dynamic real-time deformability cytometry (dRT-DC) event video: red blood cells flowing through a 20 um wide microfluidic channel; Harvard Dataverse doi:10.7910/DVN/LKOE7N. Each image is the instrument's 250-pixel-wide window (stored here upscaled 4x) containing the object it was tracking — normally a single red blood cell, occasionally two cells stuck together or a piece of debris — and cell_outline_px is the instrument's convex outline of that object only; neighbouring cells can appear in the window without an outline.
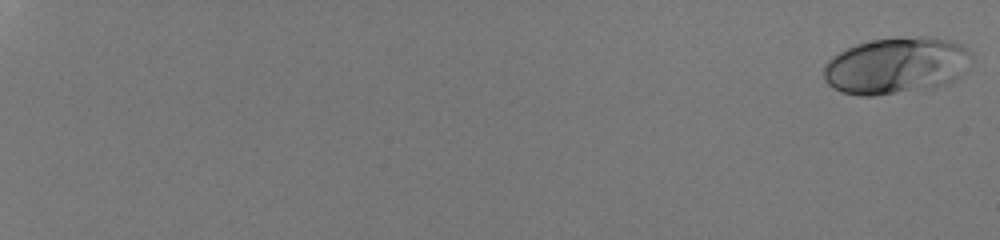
{"species": "human", "species_latin": "Homo sapiens", "temperature_condition": "room temperature", "stored_images_in_passage": 55, "camera_frame_rate_fps": 3000, "um_per_image_px": 0.085, "donor": {"sex": "male"}, "frame": {"image": 1, "passage_image": 1, "time_ms": 0.0, "image_size_px": [1000, 240], "cell_outline_px": [[972, 60], [964, 72], [960, 76], [944, 84], [872, 96], [860, 96], [844, 92], [828, 84], [824, 80], [824, 64], [832, 56], [856, 44], [872, 40], [904, 36], [928, 36], [948, 40], [960, 44], [968, 48], [972, 56]], "centroid_in_image_um": [76.18, 5.54], "position_along_channel_um": 8.8, "area_um2": 48.44}}
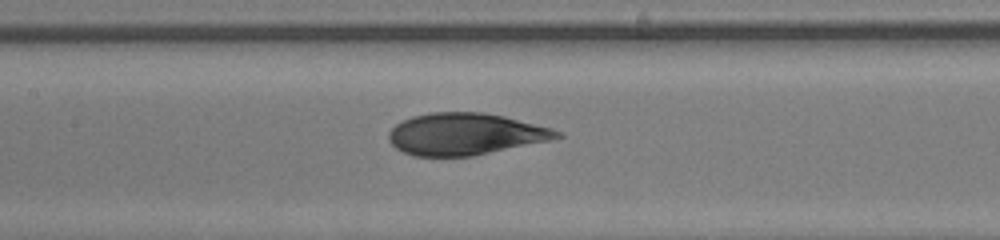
{"frame": {"image": 2, "passage_image": 32, "time_ms": 10.333, "image_size_px": [1000, 240], "cell_outline_px": [[564, 136], [552, 140], [472, 156], [412, 156], [396, 148], [388, 140], [388, 132], [396, 124], [412, 116], [432, 112], [484, 112], [504, 116], [552, 128], [560, 132]], "centroid_in_image_um": [39.54, 11.39], "position_along_channel_um": 167.9, "area_um2": 41.04}}
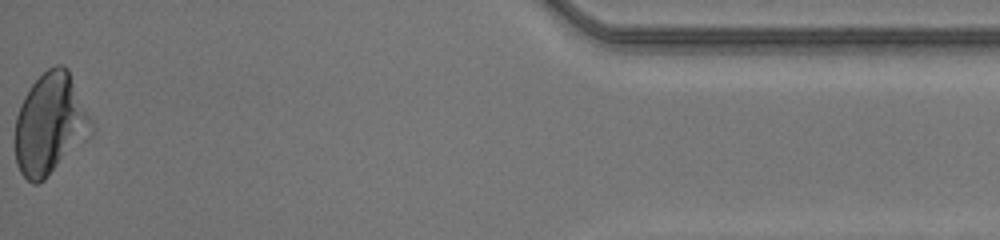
{"frame": {"image": 3, "passage_image": 55, "time_ms": 18.0, "image_size_px": [1000, 240], "cell_outline_px": [[96, 128], [92, 136], [44, 180], [36, 184], [32, 184], [20, 172], [16, 164], [16, 116], [20, 104], [24, 96], [32, 84], [48, 68], [56, 64], [64, 64], [68, 68]], "centroid_in_image_um": [4.3, 10.55], "position_along_channel_um": 430.9, "area_um2": 45.43}, "authors_computed_cell_mechanics": {"area_um2": 42.4252, "velocity_mm_per_s": 4.2127, "shape_relaxation_time_tau1_ms": 3.8544, "shape_relaxation_time_tau2_ms": 0.7488, "deformation_change_tau1": 0.1704, "deformation_change_tau2": 0.0509}}